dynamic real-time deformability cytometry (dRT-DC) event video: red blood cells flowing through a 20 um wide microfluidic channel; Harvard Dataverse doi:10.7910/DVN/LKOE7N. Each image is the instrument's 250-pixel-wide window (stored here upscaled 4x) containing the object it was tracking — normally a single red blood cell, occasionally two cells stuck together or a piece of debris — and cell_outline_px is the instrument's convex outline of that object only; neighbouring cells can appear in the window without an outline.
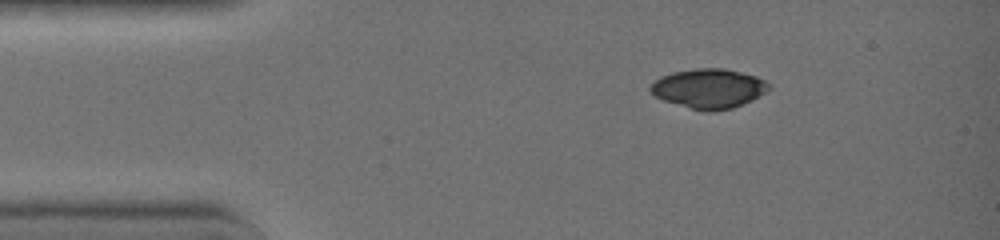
{"species": "common noctule bat (a hibernating species)", "species_latin": "Nyctalus noctula", "temperature_condition": "warm", "stored_images_in_passage": 13, "camera_frame_rate_fps": 3000, "um_per_image_px": 0.085, "animal": {"sex": "female", "body_mass_g": 19.0, "forearm_length_mm": 51.5}, "frame": {"image": 1, "passage_image": 1, "time_ms": 0.0, "image_size_px": [1000, 240], "cell_outline_px": [[768, 88], [764, 92], [752, 100], [732, 108], [692, 108], [664, 100], [656, 96], [648, 88], [656, 80], [672, 72], [696, 68], [724, 68], [756, 76], [764, 80], [768, 84]], "centroid_in_image_um": [60.24, 7.47], "position_along_channel_um": 24.8, "area_um2": 26.13}}
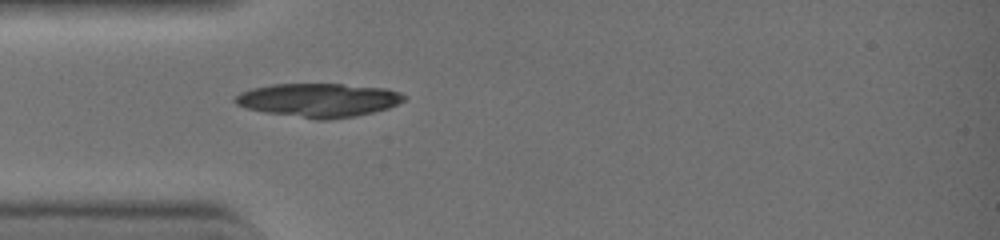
{"frame": {"image": 2, "passage_image": 7, "time_ms": 2.0, "image_size_px": [1000, 240], "cell_outline_px": [[404, 100], [388, 108], [372, 112], [352, 116], [328, 120], [316, 120], [268, 112], [248, 108], [236, 104], [232, 100], [240, 92], [252, 88], [272, 84], [344, 84], [388, 88], [400, 92], [404, 96]], "centroid_in_image_um": [27.08, 8.5], "position_along_channel_um": 57.9, "area_um2": 33.0}}
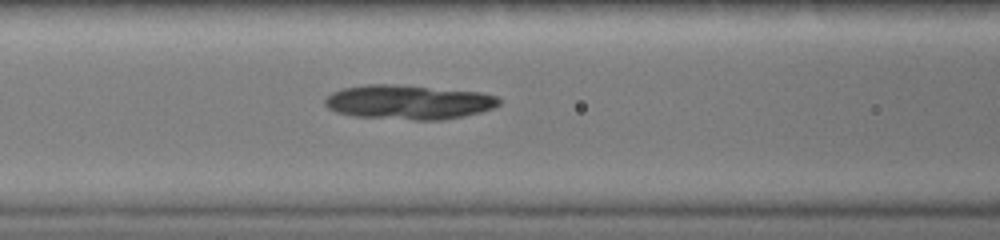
{"frame": {"image": 3, "passage_image": 12, "time_ms": 3.667, "image_size_px": [1000, 240], "cell_outline_px": [[500, 104], [492, 108], [480, 112], [444, 120], [412, 120], [356, 116], [336, 112], [328, 108], [324, 104], [324, 100], [332, 92], [344, 88], [364, 84], [400, 84], [480, 92], [496, 96], [500, 100]], "centroid_in_image_um": [34.72, 8.67], "position_along_channel_um": 131.9, "area_um2": 35.03}}